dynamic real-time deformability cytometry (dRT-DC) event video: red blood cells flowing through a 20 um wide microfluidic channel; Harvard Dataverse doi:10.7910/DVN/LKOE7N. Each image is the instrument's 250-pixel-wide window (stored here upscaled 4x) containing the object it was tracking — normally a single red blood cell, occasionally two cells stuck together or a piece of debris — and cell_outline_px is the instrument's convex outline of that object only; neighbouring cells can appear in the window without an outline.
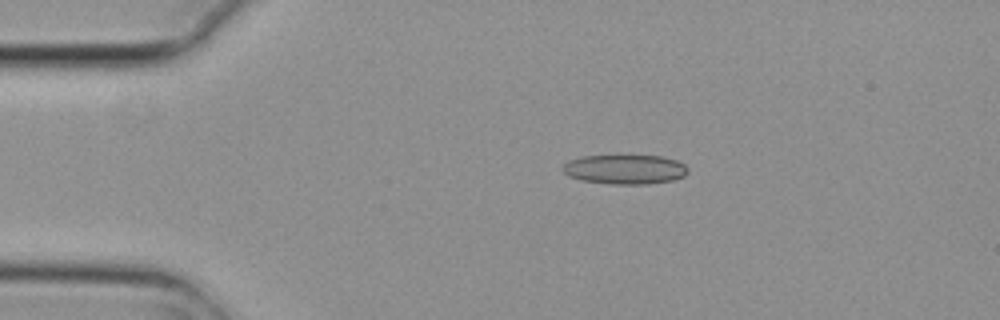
{"species": "common noctule bat (a hibernating species)", "species_latin": "Nyctalus noctula", "temperature_condition": "cold", "stored_images_in_passage": 4, "camera_frame_rate_fps": 3000, "um_per_image_px": 0.085, "animal": {"sex": "female", "body_mass_g": 29.2, "forearm_length_mm": 56.3}, "frame": {"image": 1, "passage_image": 2, "time_ms": 0.333, "image_size_px": [1000, 320], "cell_outline_px": [[688, 172], [684, 176], [672, 180], [648, 184], [612, 184], [584, 180], [568, 176], [560, 168], [568, 160], [584, 156], [664, 156], [676, 160], [684, 164], [688, 168]], "centroid_in_image_um": [53.13, 14.39], "position_along_channel_um": 31.9, "area_um2": 21.44}}
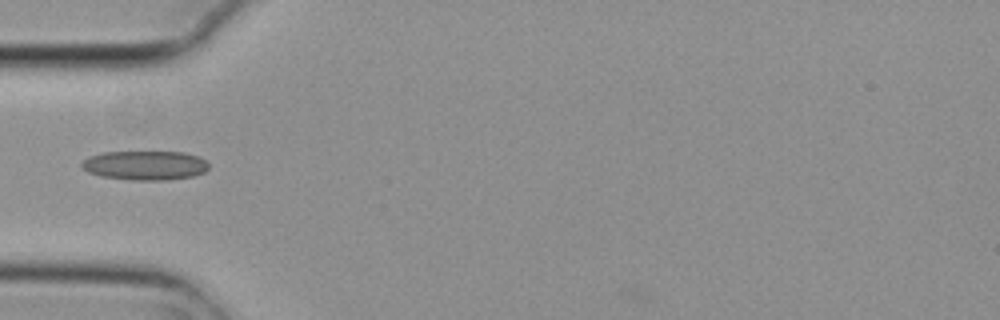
{"frame": {"image": 2, "passage_image": 4, "time_ms": 1.0, "image_size_px": [1000, 320], "cell_outline_px": [[208, 168], [204, 172], [192, 176], [168, 180], [128, 180], [100, 176], [88, 172], [80, 164], [88, 156], [104, 152], [184, 152], [196, 156], [204, 160], [208, 164]], "centroid_in_image_um": [12.3, 14.06], "position_along_channel_um": 72.7, "area_um2": 21.62}}